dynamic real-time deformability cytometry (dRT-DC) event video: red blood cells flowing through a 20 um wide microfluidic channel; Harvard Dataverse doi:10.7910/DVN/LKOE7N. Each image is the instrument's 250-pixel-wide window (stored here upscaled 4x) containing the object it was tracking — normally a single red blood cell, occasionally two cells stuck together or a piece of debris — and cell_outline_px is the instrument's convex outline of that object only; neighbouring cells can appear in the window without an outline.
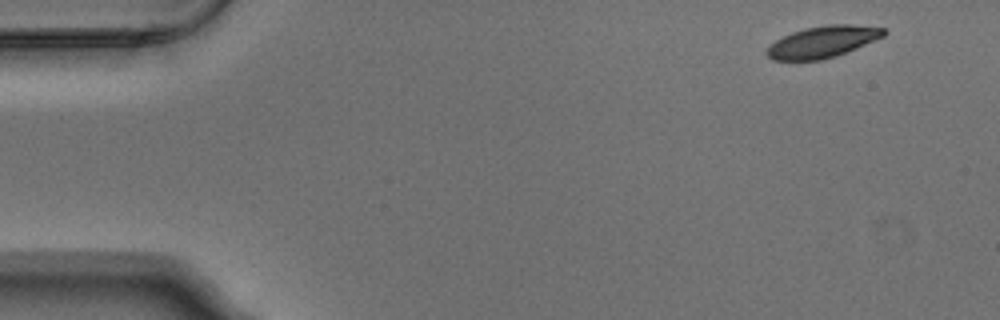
{"species": "Egyptian fruit bat (a non-hibernating species)", "species_latin": "Rousettus aegyptiacus", "temperature_condition": "warm", "stored_images_in_passage": 4, "camera_frame_rate_fps": 3000, "um_per_image_px": 0.085, "animal": {"sex": "male"}, "frame": {"image": 1, "passage_image": 1, "time_ms": 0.0, "image_size_px": [1000, 320], "cell_outline_px": [[888, 32], [884, 36], [836, 56], [820, 60], [772, 60], [764, 52], [776, 40], [792, 32], [804, 28], [824, 24], [852, 24], [884, 28]], "centroid_in_image_um": [69.93, 3.54], "position_along_channel_um": 15.1, "area_um2": 21.44}}
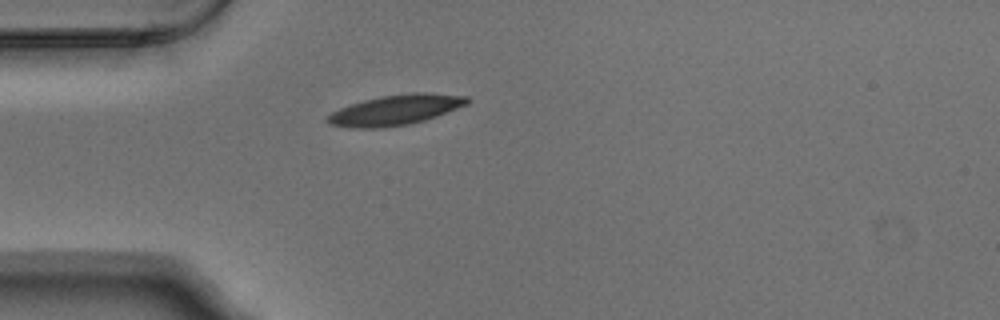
{"frame": {"image": 2, "passage_image": 4, "time_ms": 1.0, "image_size_px": [1000, 320], "cell_outline_px": [[468, 104], [436, 116], [424, 120], [408, 124], [384, 128], [348, 128], [328, 124], [324, 120], [332, 112], [340, 108], [364, 100], [380, 96], [412, 92], [428, 92], [468, 96]], "centroid_in_image_um": [33.59, 9.35], "position_along_channel_um": 51.4, "area_um2": 24.68}}